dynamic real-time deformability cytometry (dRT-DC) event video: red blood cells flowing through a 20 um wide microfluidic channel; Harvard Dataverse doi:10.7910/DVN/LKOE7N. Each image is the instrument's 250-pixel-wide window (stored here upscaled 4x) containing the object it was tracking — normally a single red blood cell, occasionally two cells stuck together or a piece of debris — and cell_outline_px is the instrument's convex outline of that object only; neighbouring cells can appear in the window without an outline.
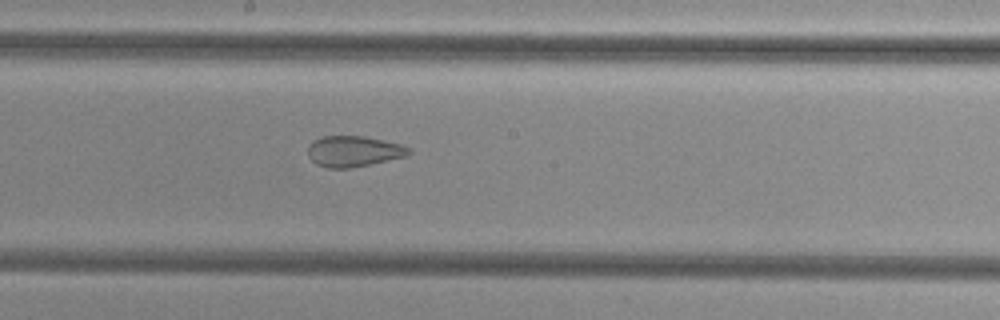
{"species": "common noctule bat (a hibernating species)", "species_latin": "Nyctalus noctula", "temperature_condition": "cold", "stored_images_in_passage": 32, "camera_frame_rate_fps": 3000, "um_per_image_px": 0.085, "animal": {"sex": "female", "body_mass_g": 29.2, "forearm_length_mm": 56.3}, "frame": {"image": 1, "passage_image": 14, "time_ms": 4.333, "image_size_px": [1000, 320], "cell_outline_px": [[412, 152], [408, 156], [348, 168], [328, 168], [316, 164], [308, 156], [308, 144], [312, 140], [320, 136], [364, 136], [400, 144], [412, 148]], "centroid_in_image_um": [30.04, 12.85], "position_along_channel_um": 218.2, "area_um2": 18.21}}